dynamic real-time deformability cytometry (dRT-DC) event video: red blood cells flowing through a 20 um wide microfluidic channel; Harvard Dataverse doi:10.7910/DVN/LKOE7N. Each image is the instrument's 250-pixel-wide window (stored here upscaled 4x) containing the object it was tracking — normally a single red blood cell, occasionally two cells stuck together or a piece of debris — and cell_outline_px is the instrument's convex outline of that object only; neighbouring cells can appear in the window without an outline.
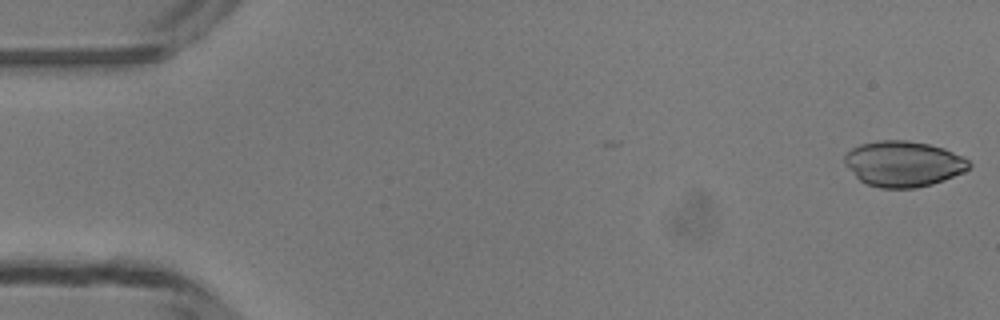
{"species": "common noctule bat (a hibernating species)", "species_latin": "Nyctalus noctula", "temperature_condition": "room temperature", "stored_images_in_passage": 12, "camera_frame_rate_fps": 3000, "um_per_image_px": 0.085, "animal": {"sex": "male", "body_mass_g": 13.3}, "frame": {"image": 1, "passage_image": 1, "time_ms": 0.0, "image_size_px": [1000, 320], "cell_outline_px": [[972, 168], [964, 172], [944, 180], [932, 184], [916, 188], [880, 188], [868, 184], [860, 180], [844, 164], [844, 156], [852, 148], [860, 144], [880, 140], [908, 140], [928, 144], [944, 148], [964, 156], [972, 164]], "centroid_in_image_um": [76.82, 13.92], "position_along_channel_um": 8.2, "area_um2": 33.29}}